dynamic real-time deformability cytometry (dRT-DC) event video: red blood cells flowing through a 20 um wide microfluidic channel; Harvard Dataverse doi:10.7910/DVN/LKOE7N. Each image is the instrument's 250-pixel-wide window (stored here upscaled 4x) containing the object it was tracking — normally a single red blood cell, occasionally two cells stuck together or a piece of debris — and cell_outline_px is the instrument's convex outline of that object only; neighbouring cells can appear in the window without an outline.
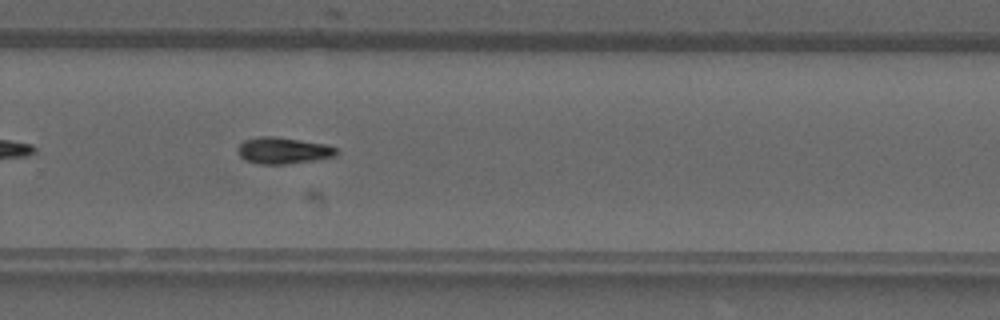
{"species": "common noctule bat (a hibernating species)", "species_latin": "Nyctalus noctula", "temperature_condition": "warm", "stored_images_in_passage": 31, "camera_frame_rate_fps": 3000, "um_per_image_px": 0.085, "animal": {"sex": "male", "forearm_length_mm": 52.5}, "frame": {"image": 1, "passage_image": 18, "time_ms": 5.667, "image_size_px": [1000, 320], "cell_outline_px": [[336, 156], [288, 164], [256, 164], [244, 160], [236, 152], [236, 148], [244, 140], [260, 136], [272, 136], [324, 144], [336, 148]], "centroid_in_image_um": [23.98, 12.8], "position_along_channel_um": 305.8, "area_um2": 15.14}}